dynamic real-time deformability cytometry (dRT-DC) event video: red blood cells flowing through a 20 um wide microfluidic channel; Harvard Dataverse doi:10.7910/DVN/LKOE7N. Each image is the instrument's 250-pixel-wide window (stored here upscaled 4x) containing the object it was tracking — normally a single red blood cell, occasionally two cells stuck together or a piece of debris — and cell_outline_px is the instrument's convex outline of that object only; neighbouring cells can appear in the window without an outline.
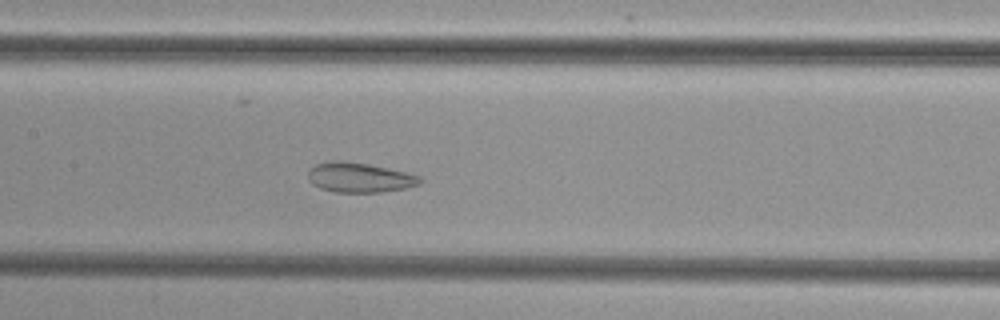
{"species": "common noctule bat (a hibernating species)", "species_latin": "Nyctalus noctula", "temperature_condition": "cold", "stored_images_in_passage": 38, "camera_frame_rate_fps": 3000, "um_per_image_px": 0.085, "animal": {"sex": "female", "body_mass_g": 29.2, "forearm_length_mm": 56.3}, "frame": {"image": 1, "passage_image": 10, "time_ms": 3.0, "image_size_px": [1000, 320], "cell_outline_px": [[424, 180], [420, 184], [404, 188], [380, 192], [332, 192], [320, 188], [312, 184], [308, 180], [308, 172], [316, 164], [332, 160], [336, 160], [368, 164], [388, 168], [420, 176]], "centroid_in_image_um": [30.54, 15.09], "position_along_channel_um": 176.9, "area_um2": 19.36}}
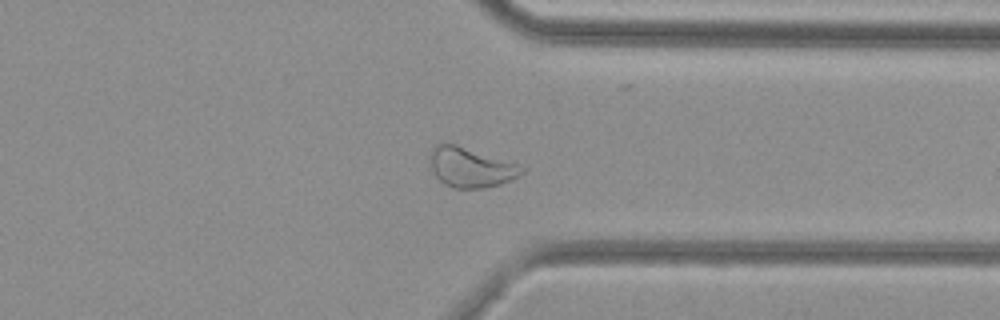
{"frame": {"image": 2, "passage_image": 25, "time_ms": 8.0, "image_size_px": [1000, 320], "cell_outline_px": [[524, 172], [500, 184], [484, 188], [456, 188], [444, 184], [436, 176], [432, 168], [432, 148], [436, 144], [456, 144], [516, 164], [524, 168]], "centroid_in_image_um": [40.0, 14.24], "position_along_channel_um": 371.4, "area_um2": 20.52}}
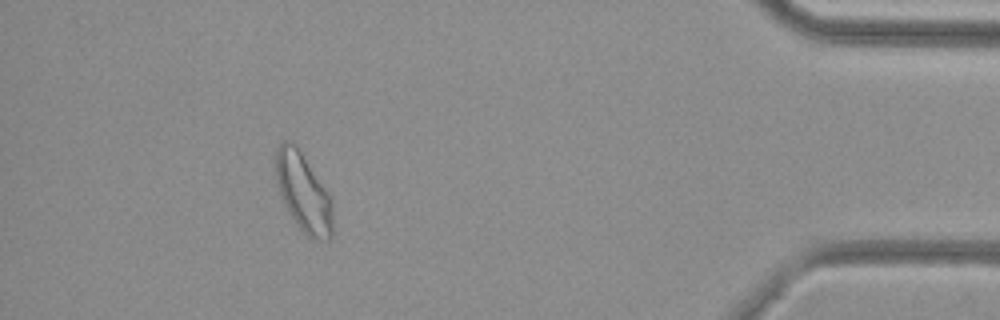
{"frame": {"image": 3, "passage_image": 32, "time_ms": 10.333, "image_size_px": [1000, 320], "cell_outline_px": [[332, 236], [328, 240], [324, 240], [308, 236], [296, 224], [284, 204], [276, 180], [276, 148], [284, 140], [288, 140], [296, 144], [328, 192], [332, 204]], "centroid_in_image_um": [25.78, 16.34], "position_along_channel_um": 409.4, "area_um2": 25.78}}